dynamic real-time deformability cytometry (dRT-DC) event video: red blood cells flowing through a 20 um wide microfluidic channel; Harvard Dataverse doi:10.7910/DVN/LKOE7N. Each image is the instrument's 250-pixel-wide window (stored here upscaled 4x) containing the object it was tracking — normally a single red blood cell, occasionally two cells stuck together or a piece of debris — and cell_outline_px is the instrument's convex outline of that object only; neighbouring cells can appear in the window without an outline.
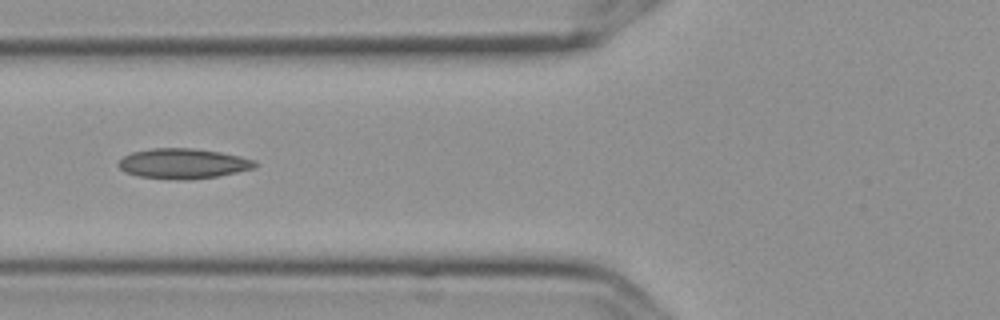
{"species": "Egyptian fruit bat (a non-hibernating species)", "species_latin": "Rousettus aegyptiacus", "temperature_condition": "cold", "stored_images_in_passage": 7, "camera_frame_rate_fps": 3000, "um_per_image_px": 0.085, "frame": {"image": 1, "passage_image": 3, "time_ms": 0.667, "image_size_px": [1000, 320], "cell_outline_px": [[260, 164], [252, 168], [236, 172], [216, 176], [192, 180], [176, 180], [136, 176], [124, 172], [116, 164], [124, 156], [132, 152], [152, 148], [192, 148], [220, 152], [240, 156], [256, 160]], "centroid_in_image_um": [15.55, 13.91], "position_along_channel_um": 110.3, "area_um2": 24.16}}
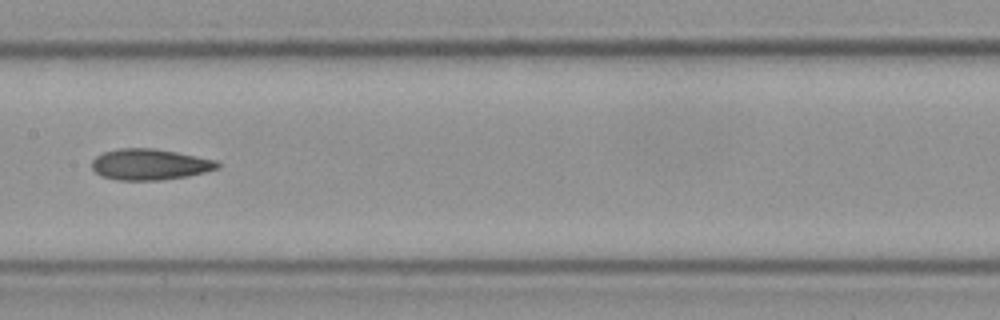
{"frame": {"image": 2, "passage_image": 5, "time_ms": 1.333, "image_size_px": [1000, 320], "cell_outline_px": [[220, 168], [188, 176], [160, 180], [116, 180], [100, 176], [92, 168], [92, 160], [96, 156], [104, 152], [116, 148], [152, 148], [176, 152], [216, 160], [220, 164]], "centroid_in_image_um": [12.71, 13.98], "position_along_channel_um": 194.7, "area_um2": 22.77}}
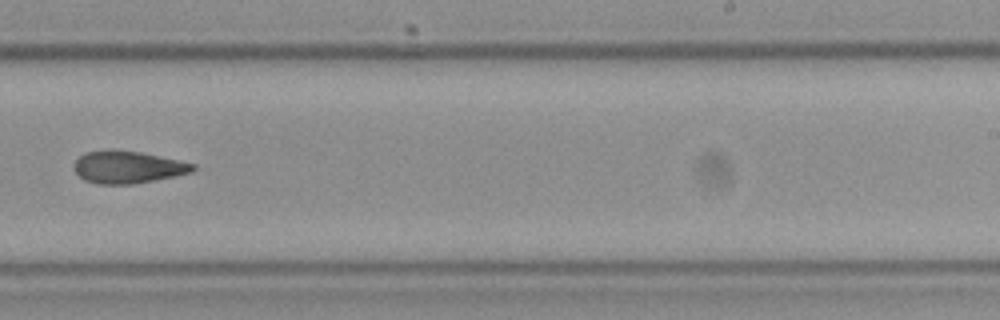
{"frame": {"image": 3, "passage_image": 7, "time_ms": 2.0, "image_size_px": [1000, 320], "cell_outline_px": [[196, 168], [192, 172], [176, 176], [132, 184], [96, 184], [84, 180], [72, 168], [72, 164], [80, 156], [88, 152], [140, 152], [196, 164]], "centroid_in_image_um": [10.87, 14.25], "position_along_channel_um": 278.1, "area_um2": 21.79}}